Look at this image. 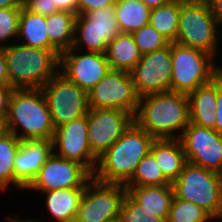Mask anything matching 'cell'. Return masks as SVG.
Instances as JSON below:
<instances>
[{"label": "cell", "mask_w": 222, "mask_h": 222, "mask_svg": "<svg viewBox=\"0 0 222 222\" xmlns=\"http://www.w3.org/2000/svg\"><path fill=\"white\" fill-rule=\"evenodd\" d=\"M190 122L214 129L216 124V78L188 94Z\"/></svg>", "instance_id": "obj_20"}, {"label": "cell", "mask_w": 222, "mask_h": 222, "mask_svg": "<svg viewBox=\"0 0 222 222\" xmlns=\"http://www.w3.org/2000/svg\"><path fill=\"white\" fill-rule=\"evenodd\" d=\"M171 185L175 197L198 205L214 220L219 215L222 205V174L187 161Z\"/></svg>", "instance_id": "obj_6"}, {"label": "cell", "mask_w": 222, "mask_h": 222, "mask_svg": "<svg viewBox=\"0 0 222 222\" xmlns=\"http://www.w3.org/2000/svg\"><path fill=\"white\" fill-rule=\"evenodd\" d=\"M155 138L133 121L97 161L92 177L102 183L126 185Z\"/></svg>", "instance_id": "obj_2"}, {"label": "cell", "mask_w": 222, "mask_h": 222, "mask_svg": "<svg viewBox=\"0 0 222 222\" xmlns=\"http://www.w3.org/2000/svg\"><path fill=\"white\" fill-rule=\"evenodd\" d=\"M21 8L11 7L0 9V47H4V43L2 42L18 36Z\"/></svg>", "instance_id": "obj_33"}, {"label": "cell", "mask_w": 222, "mask_h": 222, "mask_svg": "<svg viewBox=\"0 0 222 222\" xmlns=\"http://www.w3.org/2000/svg\"><path fill=\"white\" fill-rule=\"evenodd\" d=\"M84 189H56L41 194L46 196V207L56 222H74Z\"/></svg>", "instance_id": "obj_23"}, {"label": "cell", "mask_w": 222, "mask_h": 222, "mask_svg": "<svg viewBox=\"0 0 222 222\" xmlns=\"http://www.w3.org/2000/svg\"><path fill=\"white\" fill-rule=\"evenodd\" d=\"M41 90L46 98L54 128L86 116L90 109L88 92L59 72Z\"/></svg>", "instance_id": "obj_8"}, {"label": "cell", "mask_w": 222, "mask_h": 222, "mask_svg": "<svg viewBox=\"0 0 222 222\" xmlns=\"http://www.w3.org/2000/svg\"><path fill=\"white\" fill-rule=\"evenodd\" d=\"M220 219H222V205H221V210L219 212V215L216 217L215 220H220Z\"/></svg>", "instance_id": "obj_46"}, {"label": "cell", "mask_w": 222, "mask_h": 222, "mask_svg": "<svg viewBox=\"0 0 222 222\" xmlns=\"http://www.w3.org/2000/svg\"><path fill=\"white\" fill-rule=\"evenodd\" d=\"M59 11L72 12L78 15V0H53Z\"/></svg>", "instance_id": "obj_38"}, {"label": "cell", "mask_w": 222, "mask_h": 222, "mask_svg": "<svg viewBox=\"0 0 222 222\" xmlns=\"http://www.w3.org/2000/svg\"><path fill=\"white\" fill-rule=\"evenodd\" d=\"M218 27L207 0H180L176 43L205 51L215 57L220 34Z\"/></svg>", "instance_id": "obj_5"}, {"label": "cell", "mask_w": 222, "mask_h": 222, "mask_svg": "<svg viewBox=\"0 0 222 222\" xmlns=\"http://www.w3.org/2000/svg\"><path fill=\"white\" fill-rule=\"evenodd\" d=\"M116 0H78V15L115 5Z\"/></svg>", "instance_id": "obj_35"}, {"label": "cell", "mask_w": 222, "mask_h": 222, "mask_svg": "<svg viewBox=\"0 0 222 222\" xmlns=\"http://www.w3.org/2000/svg\"><path fill=\"white\" fill-rule=\"evenodd\" d=\"M0 85L10 86L4 49L0 47Z\"/></svg>", "instance_id": "obj_39"}, {"label": "cell", "mask_w": 222, "mask_h": 222, "mask_svg": "<svg viewBox=\"0 0 222 222\" xmlns=\"http://www.w3.org/2000/svg\"><path fill=\"white\" fill-rule=\"evenodd\" d=\"M53 151L52 140H22L14 160L15 186L26 190Z\"/></svg>", "instance_id": "obj_18"}, {"label": "cell", "mask_w": 222, "mask_h": 222, "mask_svg": "<svg viewBox=\"0 0 222 222\" xmlns=\"http://www.w3.org/2000/svg\"><path fill=\"white\" fill-rule=\"evenodd\" d=\"M134 121L155 139H179L190 123L188 95L171 91L143 95Z\"/></svg>", "instance_id": "obj_1"}, {"label": "cell", "mask_w": 222, "mask_h": 222, "mask_svg": "<svg viewBox=\"0 0 222 222\" xmlns=\"http://www.w3.org/2000/svg\"><path fill=\"white\" fill-rule=\"evenodd\" d=\"M150 152L154 155L164 177L172 184L187 162L180 139H155Z\"/></svg>", "instance_id": "obj_19"}, {"label": "cell", "mask_w": 222, "mask_h": 222, "mask_svg": "<svg viewBox=\"0 0 222 222\" xmlns=\"http://www.w3.org/2000/svg\"><path fill=\"white\" fill-rule=\"evenodd\" d=\"M106 58L111 70L130 72L142 57L134 37L129 33H119L106 49Z\"/></svg>", "instance_id": "obj_22"}, {"label": "cell", "mask_w": 222, "mask_h": 222, "mask_svg": "<svg viewBox=\"0 0 222 222\" xmlns=\"http://www.w3.org/2000/svg\"><path fill=\"white\" fill-rule=\"evenodd\" d=\"M129 73L139 97L171 91V43L162 49L142 55Z\"/></svg>", "instance_id": "obj_12"}, {"label": "cell", "mask_w": 222, "mask_h": 222, "mask_svg": "<svg viewBox=\"0 0 222 222\" xmlns=\"http://www.w3.org/2000/svg\"><path fill=\"white\" fill-rule=\"evenodd\" d=\"M5 122L7 131L21 141L52 140L55 131L41 89H13L8 100Z\"/></svg>", "instance_id": "obj_3"}, {"label": "cell", "mask_w": 222, "mask_h": 222, "mask_svg": "<svg viewBox=\"0 0 222 222\" xmlns=\"http://www.w3.org/2000/svg\"><path fill=\"white\" fill-rule=\"evenodd\" d=\"M76 14L57 11L46 16V32L49 41L60 51L70 49L74 42Z\"/></svg>", "instance_id": "obj_26"}, {"label": "cell", "mask_w": 222, "mask_h": 222, "mask_svg": "<svg viewBox=\"0 0 222 222\" xmlns=\"http://www.w3.org/2000/svg\"><path fill=\"white\" fill-rule=\"evenodd\" d=\"M126 193L125 185L102 183L92 177L85 186L75 222H116Z\"/></svg>", "instance_id": "obj_9"}, {"label": "cell", "mask_w": 222, "mask_h": 222, "mask_svg": "<svg viewBox=\"0 0 222 222\" xmlns=\"http://www.w3.org/2000/svg\"><path fill=\"white\" fill-rule=\"evenodd\" d=\"M6 222H21V221L19 219V215H16L15 218L8 216L7 219H6Z\"/></svg>", "instance_id": "obj_44"}, {"label": "cell", "mask_w": 222, "mask_h": 222, "mask_svg": "<svg viewBox=\"0 0 222 222\" xmlns=\"http://www.w3.org/2000/svg\"><path fill=\"white\" fill-rule=\"evenodd\" d=\"M12 90L11 86L0 85V119L6 118L8 100Z\"/></svg>", "instance_id": "obj_37"}, {"label": "cell", "mask_w": 222, "mask_h": 222, "mask_svg": "<svg viewBox=\"0 0 222 222\" xmlns=\"http://www.w3.org/2000/svg\"><path fill=\"white\" fill-rule=\"evenodd\" d=\"M24 7L34 14L45 17L59 11L53 0H27Z\"/></svg>", "instance_id": "obj_34"}, {"label": "cell", "mask_w": 222, "mask_h": 222, "mask_svg": "<svg viewBox=\"0 0 222 222\" xmlns=\"http://www.w3.org/2000/svg\"><path fill=\"white\" fill-rule=\"evenodd\" d=\"M21 140L10 132L0 137V190L4 191L9 184L15 186L14 160Z\"/></svg>", "instance_id": "obj_28"}, {"label": "cell", "mask_w": 222, "mask_h": 222, "mask_svg": "<svg viewBox=\"0 0 222 222\" xmlns=\"http://www.w3.org/2000/svg\"><path fill=\"white\" fill-rule=\"evenodd\" d=\"M142 55L168 46L170 42L150 24L132 33Z\"/></svg>", "instance_id": "obj_32"}, {"label": "cell", "mask_w": 222, "mask_h": 222, "mask_svg": "<svg viewBox=\"0 0 222 222\" xmlns=\"http://www.w3.org/2000/svg\"><path fill=\"white\" fill-rule=\"evenodd\" d=\"M91 178L92 174L79 162L52 153L26 189L49 192L56 189L85 188Z\"/></svg>", "instance_id": "obj_15"}, {"label": "cell", "mask_w": 222, "mask_h": 222, "mask_svg": "<svg viewBox=\"0 0 222 222\" xmlns=\"http://www.w3.org/2000/svg\"><path fill=\"white\" fill-rule=\"evenodd\" d=\"M210 219L214 220L203 208L174 196L166 222H210Z\"/></svg>", "instance_id": "obj_30"}, {"label": "cell", "mask_w": 222, "mask_h": 222, "mask_svg": "<svg viewBox=\"0 0 222 222\" xmlns=\"http://www.w3.org/2000/svg\"><path fill=\"white\" fill-rule=\"evenodd\" d=\"M171 185L164 177L154 155L149 151L137 165L135 173L125 187Z\"/></svg>", "instance_id": "obj_29"}, {"label": "cell", "mask_w": 222, "mask_h": 222, "mask_svg": "<svg viewBox=\"0 0 222 222\" xmlns=\"http://www.w3.org/2000/svg\"><path fill=\"white\" fill-rule=\"evenodd\" d=\"M211 13L213 14L214 18L218 22L219 26L222 25V0H207Z\"/></svg>", "instance_id": "obj_40"}, {"label": "cell", "mask_w": 222, "mask_h": 222, "mask_svg": "<svg viewBox=\"0 0 222 222\" xmlns=\"http://www.w3.org/2000/svg\"><path fill=\"white\" fill-rule=\"evenodd\" d=\"M215 131L222 134V76L216 77V124Z\"/></svg>", "instance_id": "obj_36"}, {"label": "cell", "mask_w": 222, "mask_h": 222, "mask_svg": "<svg viewBox=\"0 0 222 222\" xmlns=\"http://www.w3.org/2000/svg\"><path fill=\"white\" fill-rule=\"evenodd\" d=\"M180 0L151 9L149 24L167 40L175 42L178 34Z\"/></svg>", "instance_id": "obj_27"}, {"label": "cell", "mask_w": 222, "mask_h": 222, "mask_svg": "<svg viewBox=\"0 0 222 222\" xmlns=\"http://www.w3.org/2000/svg\"><path fill=\"white\" fill-rule=\"evenodd\" d=\"M171 92L189 94L220 74L214 56L191 47L171 42Z\"/></svg>", "instance_id": "obj_7"}, {"label": "cell", "mask_w": 222, "mask_h": 222, "mask_svg": "<svg viewBox=\"0 0 222 222\" xmlns=\"http://www.w3.org/2000/svg\"><path fill=\"white\" fill-rule=\"evenodd\" d=\"M179 139L188 162L222 174V134L190 122Z\"/></svg>", "instance_id": "obj_13"}, {"label": "cell", "mask_w": 222, "mask_h": 222, "mask_svg": "<svg viewBox=\"0 0 222 222\" xmlns=\"http://www.w3.org/2000/svg\"><path fill=\"white\" fill-rule=\"evenodd\" d=\"M134 121V116L120 109H94L87 113L88 141L98 159Z\"/></svg>", "instance_id": "obj_14"}, {"label": "cell", "mask_w": 222, "mask_h": 222, "mask_svg": "<svg viewBox=\"0 0 222 222\" xmlns=\"http://www.w3.org/2000/svg\"><path fill=\"white\" fill-rule=\"evenodd\" d=\"M7 132L5 119H0V137Z\"/></svg>", "instance_id": "obj_43"}, {"label": "cell", "mask_w": 222, "mask_h": 222, "mask_svg": "<svg viewBox=\"0 0 222 222\" xmlns=\"http://www.w3.org/2000/svg\"><path fill=\"white\" fill-rule=\"evenodd\" d=\"M87 115L55 128L52 138L54 154L79 162L91 174L95 172L98 159L92 154L88 141Z\"/></svg>", "instance_id": "obj_17"}, {"label": "cell", "mask_w": 222, "mask_h": 222, "mask_svg": "<svg viewBox=\"0 0 222 222\" xmlns=\"http://www.w3.org/2000/svg\"><path fill=\"white\" fill-rule=\"evenodd\" d=\"M77 51L71 47L59 54V73L88 92L111 69L105 53L85 52L78 55Z\"/></svg>", "instance_id": "obj_16"}, {"label": "cell", "mask_w": 222, "mask_h": 222, "mask_svg": "<svg viewBox=\"0 0 222 222\" xmlns=\"http://www.w3.org/2000/svg\"><path fill=\"white\" fill-rule=\"evenodd\" d=\"M114 8L120 33L132 34L149 24L151 9L141 0H116Z\"/></svg>", "instance_id": "obj_25"}, {"label": "cell", "mask_w": 222, "mask_h": 222, "mask_svg": "<svg viewBox=\"0 0 222 222\" xmlns=\"http://www.w3.org/2000/svg\"><path fill=\"white\" fill-rule=\"evenodd\" d=\"M146 6H148L150 9L159 7L161 5H166L168 3H171L175 0H141Z\"/></svg>", "instance_id": "obj_42"}, {"label": "cell", "mask_w": 222, "mask_h": 222, "mask_svg": "<svg viewBox=\"0 0 222 222\" xmlns=\"http://www.w3.org/2000/svg\"><path fill=\"white\" fill-rule=\"evenodd\" d=\"M35 220H36V219L33 220V219H28V218H27V220H26V219H25V220L21 219L20 221H21V222H41L40 220H38V221H37V220L35 221ZM74 222H75V221H74Z\"/></svg>", "instance_id": "obj_45"}, {"label": "cell", "mask_w": 222, "mask_h": 222, "mask_svg": "<svg viewBox=\"0 0 222 222\" xmlns=\"http://www.w3.org/2000/svg\"><path fill=\"white\" fill-rule=\"evenodd\" d=\"M116 222H165L162 218L154 216L138 204L126 193L120 207Z\"/></svg>", "instance_id": "obj_31"}, {"label": "cell", "mask_w": 222, "mask_h": 222, "mask_svg": "<svg viewBox=\"0 0 222 222\" xmlns=\"http://www.w3.org/2000/svg\"><path fill=\"white\" fill-rule=\"evenodd\" d=\"M9 82L13 89H41L59 72L58 49L4 44Z\"/></svg>", "instance_id": "obj_4"}, {"label": "cell", "mask_w": 222, "mask_h": 222, "mask_svg": "<svg viewBox=\"0 0 222 222\" xmlns=\"http://www.w3.org/2000/svg\"><path fill=\"white\" fill-rule=\"evenodd\" d=\"M23 6L24 3L22 0H0V9Z\"/></svg>", "instance_id": "obj_41"}, {"label": "cell", "mask_w": 222, "mask_h": 222, "mask_svg": "<svg viewBox=\"0 0 222 222\" xmlns=\"http://www.w3.org/2000/svg\"><path fill=\"white\" fill-rule=\"evenodd\" d=\"M120 33L114 5L76 15L72 48L105 53L108 43Z\"/></svg>", "instance_id": "obj_10"}, {"label": "cell", "mask_w": 222, "mask_h": 222, "mask_svg": "<svg viewBox=\"0 0 222 222\" xmlns=\"http://www.w3.org/2000/svg\"><path fill=\"white\" fill-rule=\"evenodd\" d=\"M126 189L145 210L167 221L174 197L172 185L126 187Z\"/></svg>", "instance_id": "obj_21"}, {"label": "cell", "mask_w": 222, "mask_h": 222, "mask_svg": "<svg viewBox=\"0 0 222 222\" xmlns=\"http://www.w3.org/2000/svg\"><path fill=\"white\" fill-rule=\"evenodd\" d=\"M18 37L23 45L40 49H57L50 41L46 32V17L34 14L24 6L19 16ZM26 40V41H25Z\"/></svg>", "instance_id": "obj_24"}, {"label": "cell", "mask_w": 222, "mask_h": 222, "mask_svg": "<svg viewBox=\"0 0 222 222\" xmlns=\"http://www.w3.org/2000/svg\"><path fill=\"white\" fill-rule=\"evenodd\" d=\"M138 102L131 75L125 71L110 70L88 91L89 108L120 109L134 116Z\"/></svg>", "instance_id": "obj_11"}]
</instances>
